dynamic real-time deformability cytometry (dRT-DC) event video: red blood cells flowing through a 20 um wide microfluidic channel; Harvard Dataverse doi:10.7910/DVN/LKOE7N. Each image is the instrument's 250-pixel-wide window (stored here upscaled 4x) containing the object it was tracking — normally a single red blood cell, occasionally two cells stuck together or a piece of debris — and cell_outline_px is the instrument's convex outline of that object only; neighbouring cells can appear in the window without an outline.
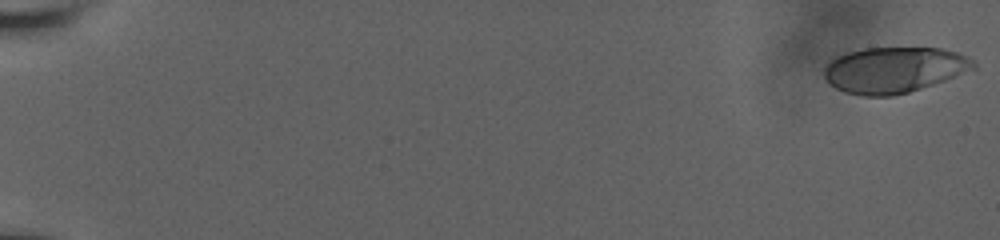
{"species": "human", "species_latin": "Homo sapiens", "temperature_condition": "room temperature", "stored_images_in_passage": 58, "camera_frame_rate_fps": 3000, "um_per_image_px": 0.085, "donor": {"sex": "male"}, "frame": {"image": 1, "passage_image": 1, "time_ms": 0.0, "image_size_px": [1000, 240], "cell_outline_px": [[976, 68], [944, 80], [908, 92], [892, 96], [864, 96], [844, 92], [836, 88], [824, 76], [824, 68], [836, 56], [848, 52], [864, 48], [940, 48], [956, 52], [972, 60], [976, 64]], "centroid_in_image_um": [75.97, 5.94], "position_along_channel_um": 9.0, "area_um2": 39.42}}
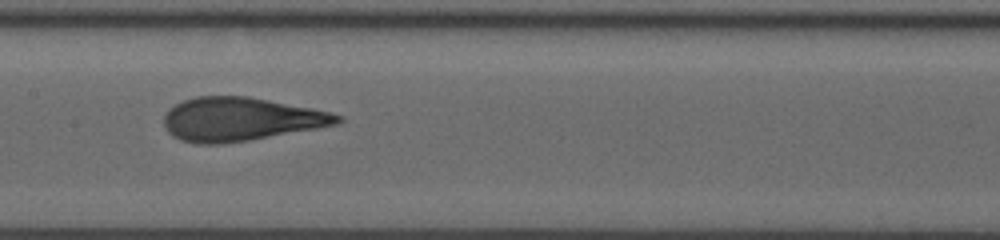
{"frame": {"image": 2, "passage_image": 32, "time_ms": 10.333, "image_size_px": [1000, 240], "cell_outline_px": [[344, 120], [336, 124], [316, 128], [248, 140], [220, 144], [196, 144], [180, 140], [172, 136], [168, 132], [164, 124], [164, 116], [176, 104], [184, 100], [196, 96], [248, 96], [312, 108], [332, 112], [344, 116]], "centroid_in_image_um": [20.45, 10.13], "position_along_channel_um": 186.9, "area_um2": 43.81}}
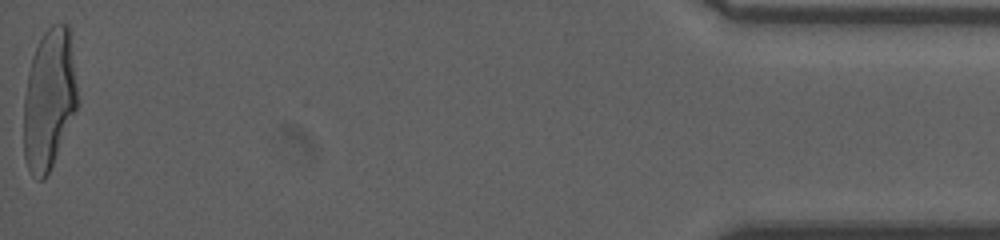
{"frame": {"image": 3, "passage_image": 58, "time_ms": 19.0, "image_size_px": [1000, 240], "cell_outline_px": [[80, 104], [52, 164], [44, 180], [36, 180], [28, 168], [24, 156], [24, 96], [28, 72], [32, 56], [44, 32], [52, 24], [68, 24]], "centroid_in_image_um": [4.19, 8.45], "position_along_channel_um": 431.0, "area_um2": 44.16}, "authors_computed_cell_mechanics": {"area_um2": 42.7431, "velocity_mm_per_s": 3.8082, "shape_relaxation_time_tau1_ms": 4.7662, "shape_relaxation_time_tau2_ms": 0.8415, "deformation_change_tau1": 0.2238, "deformation_change_tau2": 0.094}}